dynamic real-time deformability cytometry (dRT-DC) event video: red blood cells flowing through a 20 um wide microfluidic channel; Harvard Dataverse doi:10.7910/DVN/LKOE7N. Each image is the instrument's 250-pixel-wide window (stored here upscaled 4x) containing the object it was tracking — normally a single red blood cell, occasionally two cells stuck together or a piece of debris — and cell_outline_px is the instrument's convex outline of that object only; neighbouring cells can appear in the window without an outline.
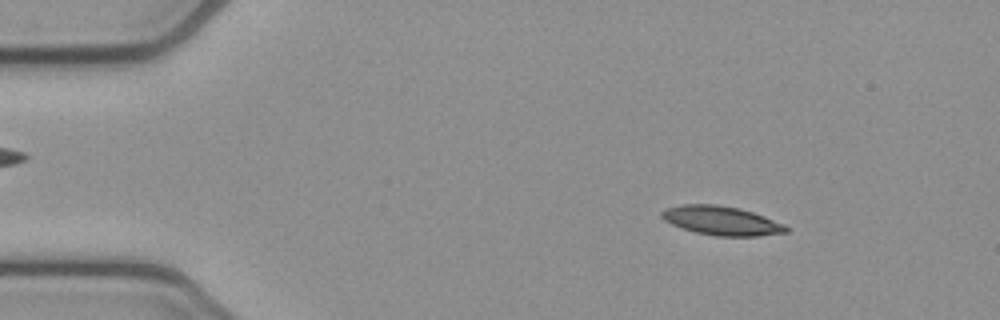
{"species": "common noctule bat (a hibernating species)", "species_latin": "Nyctalus noctula", "temperature_condition": "cold", "stored_images_in_passage": 53, "camera_frame_rate_fps": 3000, "um_per_image_px": 0.085, "animal": {"sex": "female", "body_mass_g": 21.9}, "frame": {"image": 1, "passage_image": 7, "time_ms": 2.0, "image_size_px": [1000, 320], "cell_outline_px": [[788, 232], [756, 236], [716, 236], [696, 232], [672, 224], [664, 220], [660, 216], [660, 212], [664, 208], [680, 204], [716, 204], [740, 208], [764, 216], [784, 224], [788, 228]], "centroid_in_image_um": [61.3, 18.74], "position_along_channel_um": 23.7, "area_um2": 21.04}}
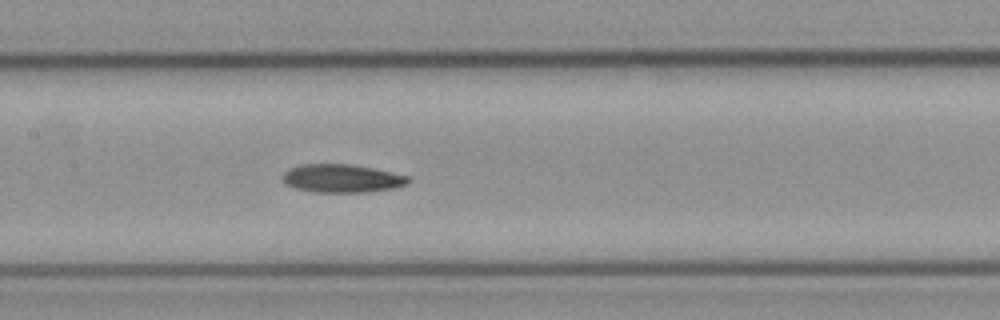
{"frame": {"image": 2, "passage_image": 25, "time_ms": 8.0, "image_size_px": [1000, 320], "cell_outline_px": [[412, 180], [408, 184], [396, 188], [364, 192], [312, 192], [296, 188], [284, 184], [280, 176], [288, 168], [300, 164], [352, 164], [392, 172], [408, 176]], "centroid_in_image_um": [29.04, 15.16], "position_along_channel_um": 178.4, "area_um2": 20.98}}
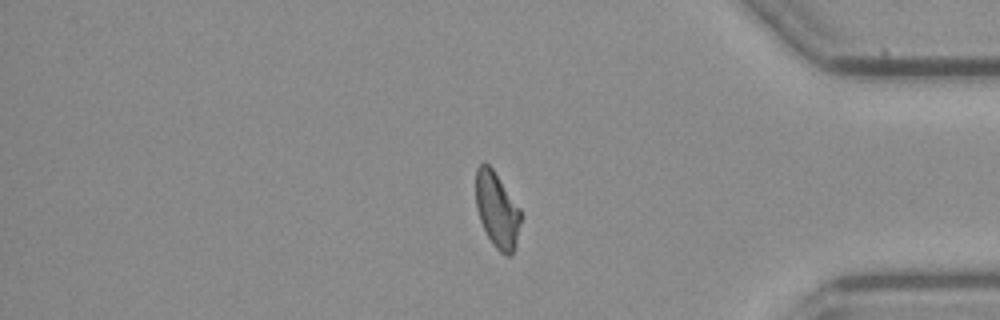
{"frame": {"image": 3, "passage_image": 44, "time_ms": 14.333, "image_size_px": [1000, 320], "cell_outline_px": [[520, 220], [516, 244], [512, 252], [508, 256], [500, 252], [492, 244], [480, 220], [476, 208], [476, 168], [480, 164], [488, 164], [492, 168], [520, 208]], "centroid_in_image_um": [42.23, 17.84], "position_along_channel_um": 393.0, "area_um2": 19.42}, "authors_computed_cell_mechanics": {"area_um2": 20.8658, "velocity_mm_per_s": 3.8158, "shape_relaxation_time_tau1_ms": null, "shape_relaxation_time_tau2_ms": 7.5063, "deformation_change_tau1": null, "deformation_change_tau2": 0.1581}}